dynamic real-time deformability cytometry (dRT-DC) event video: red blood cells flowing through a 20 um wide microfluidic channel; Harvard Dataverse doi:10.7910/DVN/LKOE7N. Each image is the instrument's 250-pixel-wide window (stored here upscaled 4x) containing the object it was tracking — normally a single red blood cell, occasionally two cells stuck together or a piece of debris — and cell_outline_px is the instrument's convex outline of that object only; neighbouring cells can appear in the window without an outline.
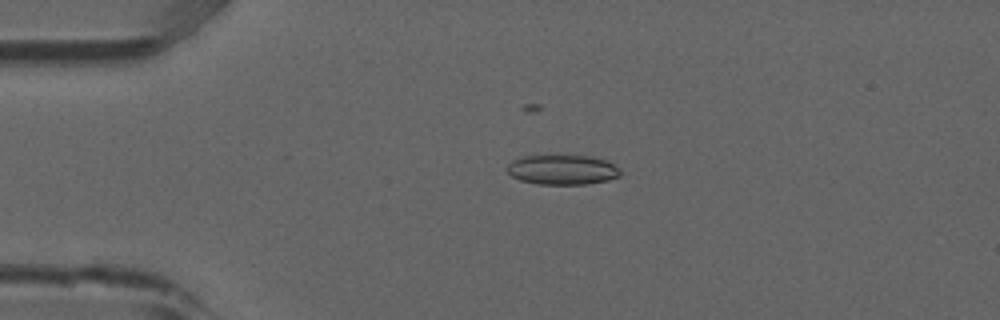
{"species": "common noctule bat (a hibernating species)", "species_latin": "Nyctalus noctula", "temperature_condition": "room temperature", "stored_images_in_passage": 5, "camera_frame_rate_fps": 3000, "um_per_image_px": 0.085, "animal": {"sex": "male", "forearm_length_mm": 52.5}, "frame": {"image": 1, "passage_image": 4, "time_ms": 1.0, "image_size_px": [1000, 320], "cell_outline_px": [[620, 176], [608, 180], [588, 184], [536, 184], [520, 180], [512, 176], [508, 172], [508, 164], [512, 160], [524, 156], [592, 156], [604, 160], [620, 168]], "centroid_in_image_um": [47.81, 14.44], "position_along_channel_um": 37.2, "area_um2": 19.54}}